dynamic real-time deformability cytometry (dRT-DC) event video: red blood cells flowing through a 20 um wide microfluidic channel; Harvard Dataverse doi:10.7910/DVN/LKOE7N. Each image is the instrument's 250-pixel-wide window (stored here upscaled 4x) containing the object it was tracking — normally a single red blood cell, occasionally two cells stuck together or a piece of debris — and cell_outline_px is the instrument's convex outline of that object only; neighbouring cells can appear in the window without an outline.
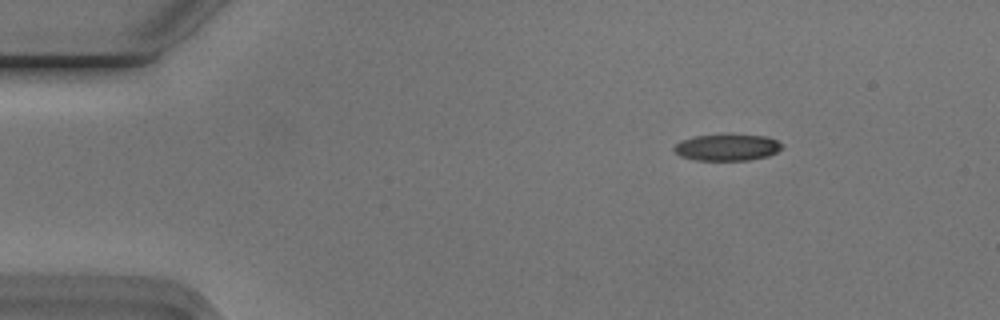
{"species": "Egyptian fruit bat (a non-hibernating species)", "species_latin": "Rousettus aegyptiacus", "temperature_condition": "cold", "stored_images_in_passage": 3, "camera_frame_rate_fps": 3000, "um_per_image_px": 0.085, "animal": {"sex": "male"}, "frame": {"image": 1, "passage_image": 1, "time_ms": 0.0, "image_size_px": [1000, 320], "cell_outline_px": [[784, 148], [768, 156], [748, 160], [696, 160], [680, 156], [672, 148], [680, 140], [696, 136], [764, 136], [776, 140], [784, 144]], "centroid_in_image_um": [61.81, 12.55], "position_along_channel_um": 23.2, "area_um2": 16.3}}